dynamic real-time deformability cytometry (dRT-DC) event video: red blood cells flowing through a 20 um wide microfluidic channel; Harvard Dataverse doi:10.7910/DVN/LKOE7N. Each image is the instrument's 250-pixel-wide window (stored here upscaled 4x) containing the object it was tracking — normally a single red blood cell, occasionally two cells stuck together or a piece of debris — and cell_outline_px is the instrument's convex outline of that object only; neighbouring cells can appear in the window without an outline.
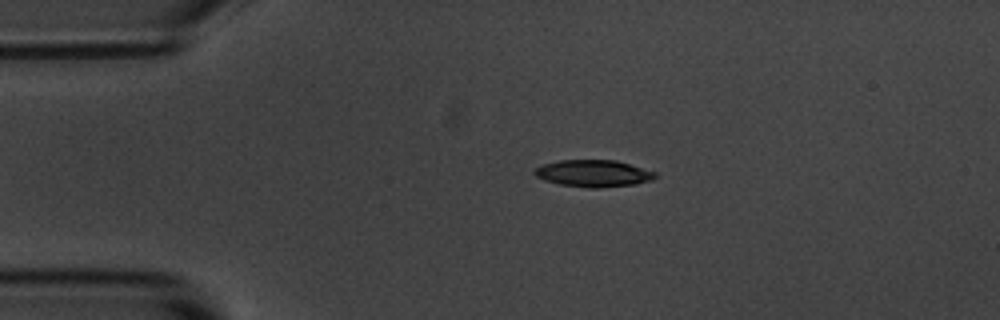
{"species": "common noctule bat (a hibernating species)", "species_latin": "Nyctalus noctula", "temperature_condition": "room temperature", "stored_images_in_passage": 44, "camera_frame_rate_fps": 3000, "um_per_image_px": 0.085, "animal": {"sex": "male", "body_mass_g": 20.1, "forearm_length_mm": 53.5}, "frame": {"image": 1, "passage_image": 1, "time_ms": 0.0, "image_size_px": [1000, 320], "cell_outline_px": [[656, 176], [652, 180], [636, 184], [600, 188], [588, 188], [560, 184], [544, 180], [536, 176], [532, 172], [536, 168], [544, 164], [560, 160], [616, 160], [656, 172]], "centroid_in_image_um": [50.44, 14.74], "position_along_channel_um": 34.6, "area_um2": 18.9}}
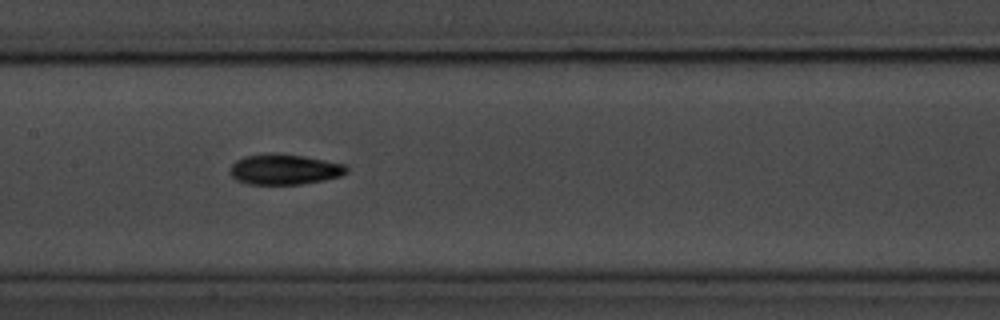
{"frame": {"image": 2, "passage_image": 16, "time_ms": 5.0, "image_size_px": [1000, 320], "cell_outline_px": [[348, 172], [340, 176], [324, 180], [300, 184], [248, 184], [236, 180], [228, 172], [232, 164], [236, 160], [244, 156], [264, 152], [280, 152], [304, 156], [344, 164], [348, 168]], "centroid_in_image_um": [24.13, 14.37], "position_along_channel_um": 183.3, "area_um2": 21.04}}
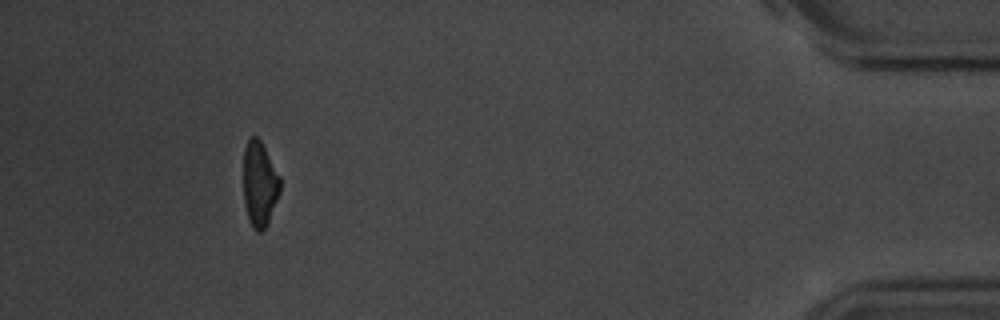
{"frame": {"image": 3, "passage_image": 40, "time_ms": 13.0, "image_size_px": [1000, 320], "cell_outline_px": [[280, 192], [268, 224], [260, 232], [256, 232], [252, 228], [248, 220], [244, 204], [244, 148], [248, 140], [252, 136], [256, 136], [260, 140], [280, 176]], "centroid_in_image_um": [22.06, 15.68], "position_along_channel_um": 413.1, "area_um2": 18.26}, "authors_computed_cell_mechanics": {"area_um2": 19.4497, "velocity_mm_per_s": 3.6807, "shape_relaxation_time_tau1_ms": 2.8653, "shape_relaxation_time_tau2_ms": 9.1002, "deformation_change_tau1": 0.1369, "deformation_change_tau2": 0.1761}}